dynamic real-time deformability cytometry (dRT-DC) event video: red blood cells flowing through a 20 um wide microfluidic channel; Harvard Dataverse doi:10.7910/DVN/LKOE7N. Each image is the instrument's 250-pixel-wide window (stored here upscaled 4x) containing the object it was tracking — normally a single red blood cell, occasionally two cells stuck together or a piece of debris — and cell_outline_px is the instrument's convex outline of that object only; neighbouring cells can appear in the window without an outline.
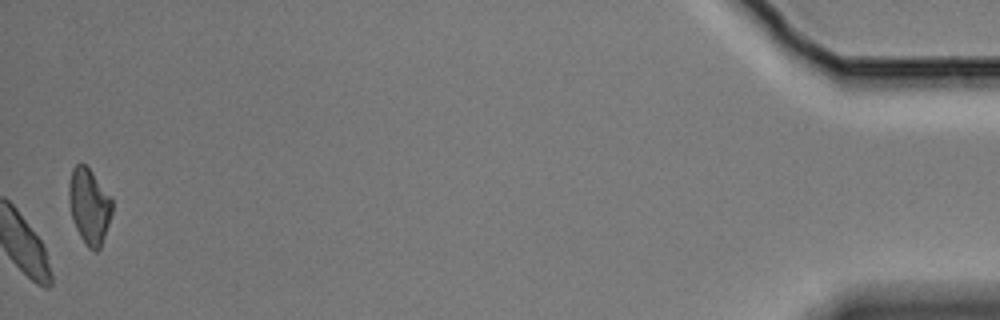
{"species": "Egyptian fruit bat (a non-hibernating species)", "species_latin": "Rousettus aegyptiacus", "temperature_condition": "cold", "stored_images_in_passage": 58, "camera_frame_rate_fps": 3000, "um_per_image_px": 0.085, "animal": {"sex": "male"}, "frame": {"image": 1, "passage_image": 58, "time_ms": 19.0, "image_size_px": [1000, 320], "cell_outline_px": [[112, 212], [100, 248], [96, 252], [88, 248], [80, 236], [72, 220], [68, 200], [68, 184], [72, 168], [76, 164], [84, 164], [92, 172], [112, 200]], "centroid_in_image_um": [7.55, 17.53], "position_along_channel_um": 427.7, "area_um2": 18.9}, "authors_computed_cell_mechanics": {"area_um2": 23.7558, "velocity_mm_per_s": 3.4706, "shape_relaxation_time_tau1_ms": 2.2749, "shape_relaxation_time_tau2_ms": null, "deformation_change_tau1": 0.0575, "deformation_change_tau2": null}}